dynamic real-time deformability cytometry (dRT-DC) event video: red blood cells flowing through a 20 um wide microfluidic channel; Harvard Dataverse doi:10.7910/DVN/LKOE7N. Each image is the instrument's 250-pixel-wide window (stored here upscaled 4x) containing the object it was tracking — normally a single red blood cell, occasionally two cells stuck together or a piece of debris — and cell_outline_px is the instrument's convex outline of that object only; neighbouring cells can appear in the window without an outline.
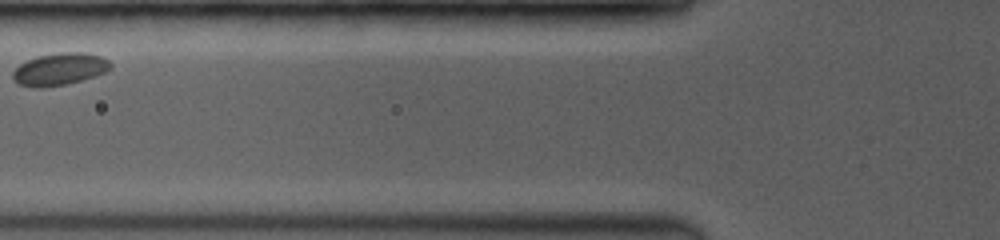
{"species": "common noctule bat (a hibernating species)", "species_latin": "Nyctalus noctula", "temperature_condition": "room temperature", "stored_images_in_passage": 7, "camera_frame_rate_fps": 3500, "um_per_image_px": 0.085, "animal": {"sex": "female", "body_mass_g": 19.0, "forearm_length_mm": 53.3}, "frame": {"image": 1, "passage_image": 3, "time_ms": 2.0, "image_size_px": [1000, 240], "cell_outline_px": [[112, 68], [96, 76], [64, 84], [44, 88], [32, 88], [20, 84], [12, 80], [12, 72], [20, 64], [36, 56], [60, 52], [80, 52], [100, 56], [108, 60], [112, 64]], "centroid_in_image_um": [5.04, 5.88], "position_along_channel_um": 120.8, "area_um2": 18.38}}
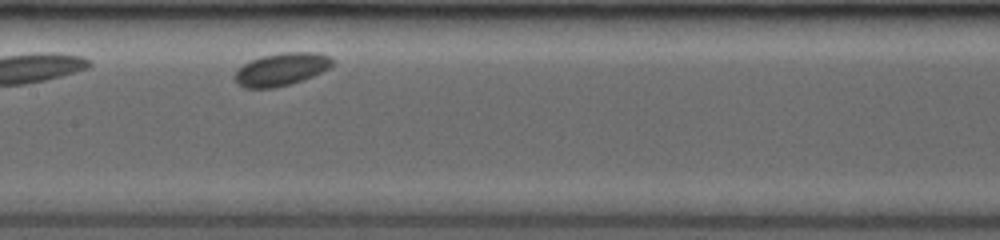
{"frame": {"image": 2, "passage_image": 5, "time_ms": 3.714, "image_size_px": [1000, 240], "cell_outline_px": [[332, 64], [328, 68], [312, 76], [276, 88], [244, 88], [236, 84], [232, 76], [236, 68], [252, 60], [264, 56], [284, 52], [316, 52], [328, 56], [332, 60]], "centroid_in_image_um": [23.82, 5.9], "position_along_channel_um": 183.6, "area_um2": 18.5}}
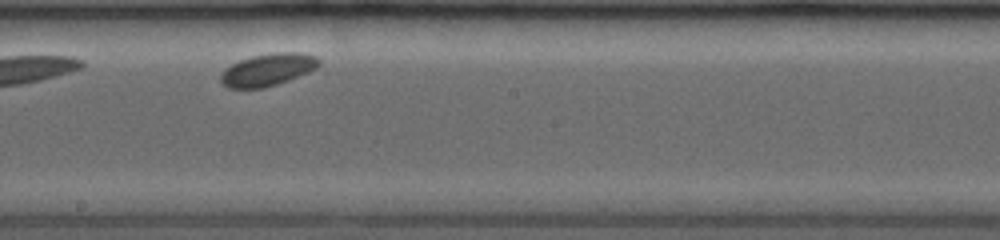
{"frame": {"image": 3, "passage_image": 6, "time_ms": 4.857, "image_size_px": [1000, 240], "cell_outline_px": [[320, 64], [316, 68], [308, 72], [288, 80], [264, 88], [228, 88], [220, 80], [220, 76], [224, 68], [240, 60], [252, 56], [276, 52], [296, 52], [316, 56], [320, 60]], "centroid_in_image_um": [22.75, 5.92], "position_along_channel_um": 225.4, "area_um2": 18.38}}